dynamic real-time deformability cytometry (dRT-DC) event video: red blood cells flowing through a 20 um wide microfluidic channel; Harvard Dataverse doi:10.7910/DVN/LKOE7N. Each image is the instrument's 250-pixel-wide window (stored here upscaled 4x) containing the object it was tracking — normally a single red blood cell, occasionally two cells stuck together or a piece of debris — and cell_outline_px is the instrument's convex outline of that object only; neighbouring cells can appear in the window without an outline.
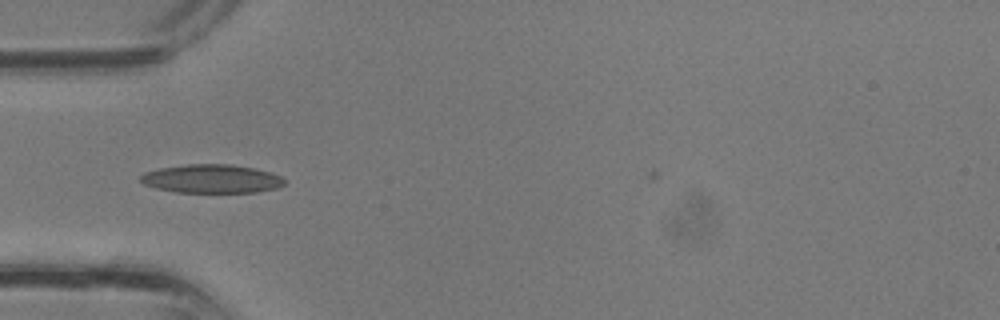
{"species": "common noctule bat (a hibernating species)", "species_latin": "Nyctalus noctula", "temperature_condition": "room temperature", "stored_images_in_passage": 25, "camera_frame_rate_fps": 3000, "um_per_image_px": 0.085, "animal": {"sex": "male", "body_mass_g": 13.3}, "frame": {"image": 1, "passage_image": 1, "time_ms": 0.0, "image_size_px": [1000, 320], "cell_outline_px": [[284, 184], [276, 188], [256, 192], [176, 192], [156, 188], [144, 184], [140, 180], [140, 176], [144, 172], [160, 168], [184, 164], [232, 164], [256, 168], [272, 172], [280, 176], [284, 180]], "centroid_in_image_um": [17.98, 15.18], "position_along_channel_um": 67.0, "area_um2": 24.04}}
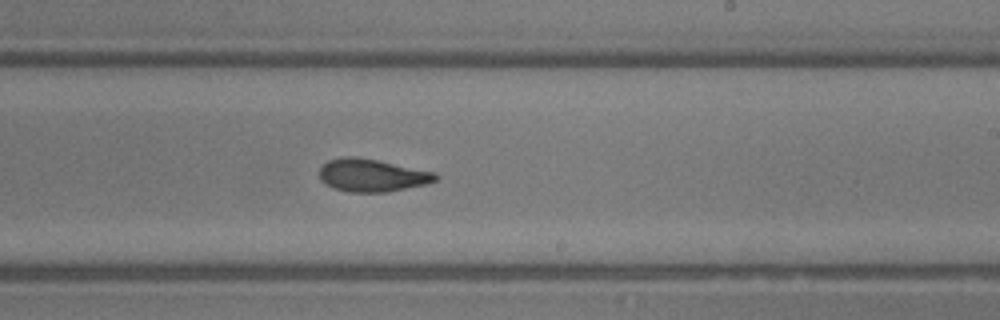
{"frame": {"image": 2, "passage_image": 11, "time_ms": 3.333, "image_size_px": [1000, 320], "cell_outline_px": [[440, 176], [436, 180], [428, 184], [388, 192], [348, 192], [332, 188], [324, 184], [320, 180], [320, 164], [328, 160], [340, 156], [356, 156], [436, 172]], "centroid_in_image_um": [31.6, 14.9], "position_along_channel_um": 257.4, "area_um2": 22.54}}
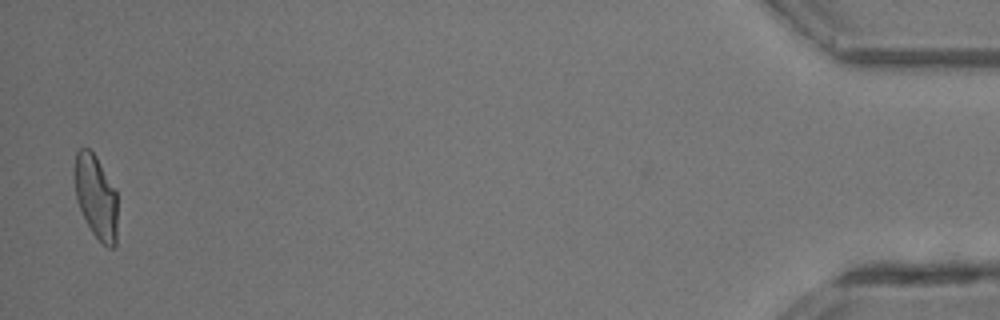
{"frame": {"image": 3, "passage_image": 25, "time_ms": 8.0, "image_size_px": [1000, 320], "cell_outline_px": [[116, 244], [112, 248], [108, 248], [92, 232], [76, 200], [72, 172], [72, 168], [76, 152], [80, 148], [88, 148], [96, 156], [116, 192]], "centroid_in_image_um": [8.1, 16.68], "position_along_channel_um": 427.1, "area_um2": 20.92}}